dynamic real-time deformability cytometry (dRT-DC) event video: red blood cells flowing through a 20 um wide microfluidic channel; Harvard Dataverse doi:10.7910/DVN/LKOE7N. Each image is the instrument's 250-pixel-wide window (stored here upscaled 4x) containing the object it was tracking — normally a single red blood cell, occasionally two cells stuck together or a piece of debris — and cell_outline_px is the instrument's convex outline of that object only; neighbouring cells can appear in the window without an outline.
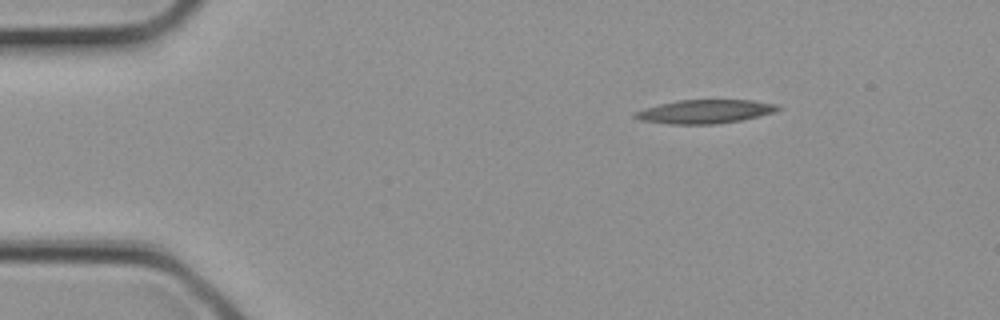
{"species": "common noctule bat (a hibernating species)", "species_latin": "Nyctalus noctula", "temperature_condition": "cold", "stored_images_in_passage": 2, "camera_frame_rate_fps": 3000, "um_per_image_px": 0.085, "animal": {"sex": "female", "body_mass_g": 21.9}, "frame": {"image": 1, "passage_image": 1, "time_ms": 0.0, "image_size_px": [1000, 320], "cell_outline_px": [[784, 108], [776, 112], [740, 120], [716, 124], [668, 124], [640, 120], [632, 116], [632, 112], [644, 108], [660, 104], [680, 100], [752, 100], [780, 104]], "centroid_in_image_um": [59.95, 9.48], "position_along_channel_um": 25.0, "area_um2": 19.94}}